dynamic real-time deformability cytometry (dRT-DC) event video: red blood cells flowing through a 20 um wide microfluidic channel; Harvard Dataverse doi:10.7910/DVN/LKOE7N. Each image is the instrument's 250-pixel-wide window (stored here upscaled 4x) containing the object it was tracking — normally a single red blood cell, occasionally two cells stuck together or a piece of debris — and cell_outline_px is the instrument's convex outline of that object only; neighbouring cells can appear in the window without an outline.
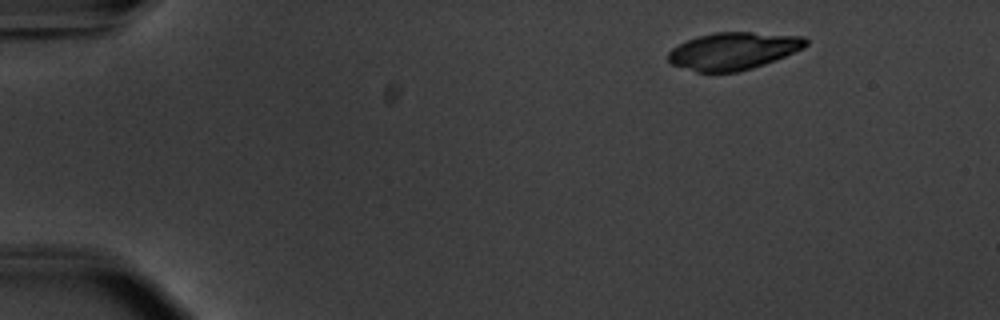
{"species": "common noctule bat (a hibernating species)", "species_latin": "Nyctalus noctula", "temperature_condition": "warm", "stored_images_in_passage": 48, "camera_frame_rate_fps": 3000, "um_per_image_px": 0.085, "animal": {"sex": "male", "body_mass_g": 20.1, "forearm_length_mm": 53.5}, "frame": {"image": 1, "passage_image": 1, "time_ms": 0.0, "image_size_px": [1000, 320], "cell_outline_px": [[808, 44], [804, 48], [764, 64], [752, 68], [736, 72], [696, 72], [668, 64], [668, 52], [672, 48], [688, 40], [700, 36], [716, 32], [752, 32], [804, 36], [808, 40]], "centroid_in_image_um": [62.32, 4.34], "position_along_channel_um": 22.7, "area_um2": 29.94}}